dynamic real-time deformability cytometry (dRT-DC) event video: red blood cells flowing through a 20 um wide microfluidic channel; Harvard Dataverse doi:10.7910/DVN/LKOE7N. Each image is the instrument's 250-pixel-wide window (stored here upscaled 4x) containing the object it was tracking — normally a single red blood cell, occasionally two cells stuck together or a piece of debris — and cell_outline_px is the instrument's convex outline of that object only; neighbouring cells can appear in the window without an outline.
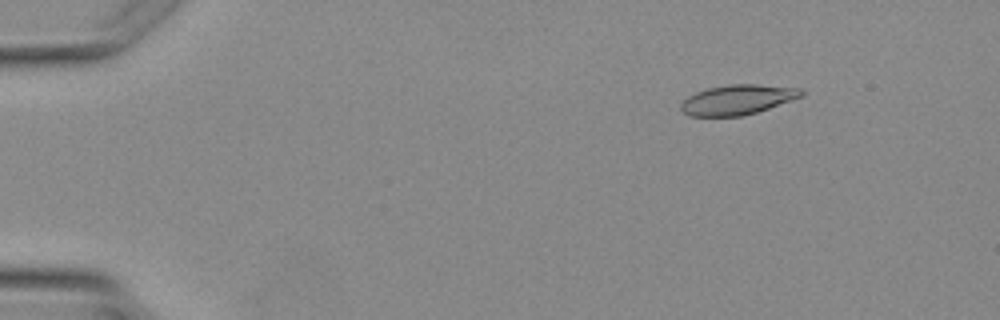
{"species": "Egyptian fruit bat (a non-hibernating species)", "species_latin": "Rousettus aegyptiacus", "temperature_condition": "warm", "stored_images_in_passage": 2, "camera_frame_rate_fps": 3000, "um_per_image_px": 0.085, "animal": {"sex": "female"}, "frame": {"image": 1, "passage_image": 1, "time_ms": 0.0, "image_size_px": [1000, 320], "cell_outline_px": [[804, 96], [744, 116], [688, 116], [680, 108], [680, 104], [688, 96], [696, 92], [708, 88], [728, 84], [756, 84], [800, 88], [804, 92]], "centroid_in_image_um": [62.69, 8.47], "position_along_channel_um": 22.3, "area_um2": 20.98}}
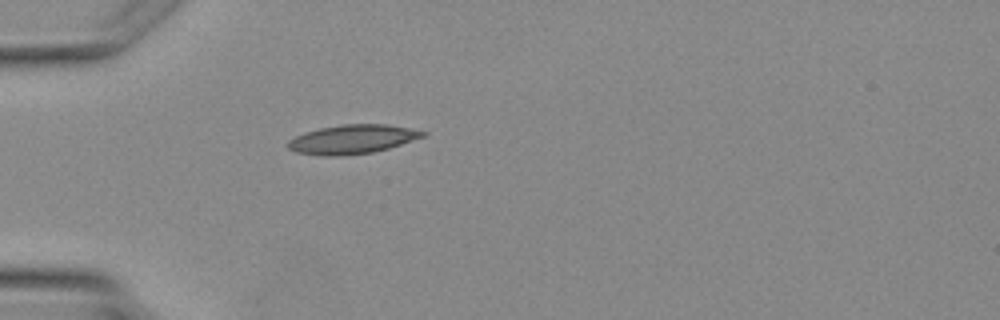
{"frame": {"image": 2, "passage_image": 2, "time_ms": 2.333, "image_size_px": [1000, 320], "cell_outline_px": [[428, 132], [424, 136], [388, 148], [372, 152], [340, 156], [320, 156], [296, 152], [288, 148], [288, 140], [304, 132], [320, 128], [344, 124], [388, 124]], "centroid_in_image_um": [29.91, 11.84], "position_along_channel_um": 55.1, "area_um2": 22.66}}